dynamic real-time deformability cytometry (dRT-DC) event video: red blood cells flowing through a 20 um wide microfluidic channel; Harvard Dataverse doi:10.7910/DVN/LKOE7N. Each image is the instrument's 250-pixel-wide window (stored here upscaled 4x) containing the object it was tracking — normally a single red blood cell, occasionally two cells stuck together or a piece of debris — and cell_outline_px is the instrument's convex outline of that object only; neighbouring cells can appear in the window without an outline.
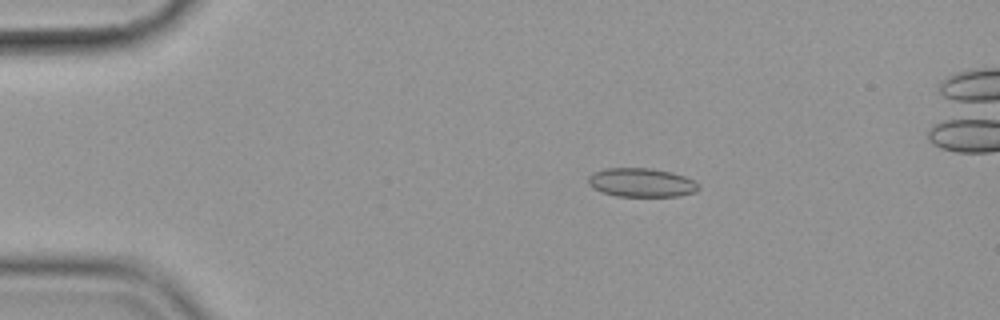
{"species": "common noctule bat (a hibernating species)", "species_latin": "Nyctalus noctula", "temperature_condition": "cold", "stored_images_in_passage": 56, "camera_frame_rate_fps": 3000, "um_per_image_px": 0.085, "animal": {"sex": "female", "body_mass_g": 19.9}, "frame": {"image": 1, "passage_image": 11, "time_ms": 3.333, "image_size_px": [1000, 320], "cell_outline_px": [[700, 188], [696, 192], [680, 196], [616, 196], [600, 192], [592, 188], [588, 184], [588, 176], [592, 172], [604, 168], [652, 168], [672, 172], [684, 176], [692, 180]], "centroid_in_image_um": [54.47, 15.51], "position_along_channel_um": 30.5, "area_um2": 18.73}}
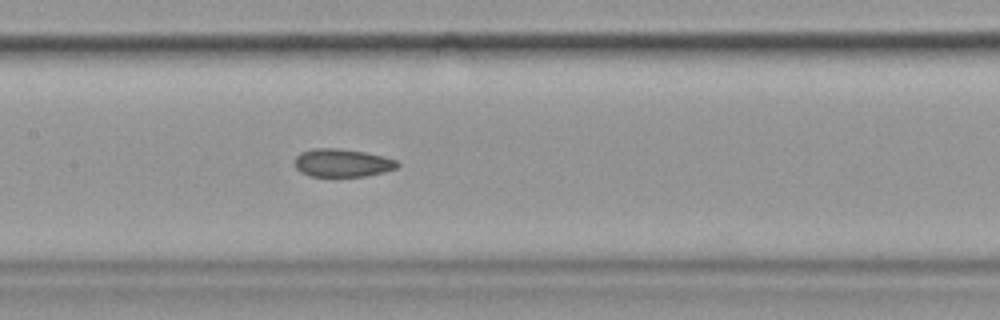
{"frame": {"image": 2, "passage_image": 28, "time_ms": 9.0, "image_size_px": [1000, 320], "cell_outline_px": [[400, 164], [396, 168], [384, 172], [364, 176], [312, 176], [300, 172], [296, 168], [296, 156], [300, 152], [312, 148], [340, 148], [364, 152], [384, 156], [396, 160]], "centroid_in_image_um": [29.09, 13.83], "position_along_channel_um": 178.3, "area_um2": 16.76}}
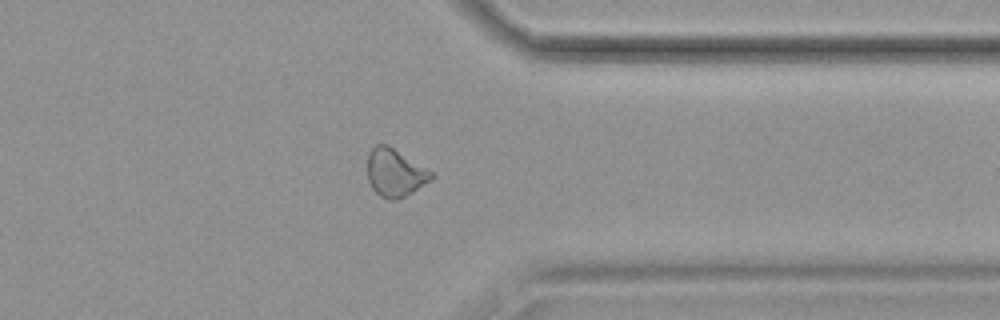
{"frame": {"image": 3, "passage_image": 45, "time_ms": 14.667, "image_size_px": [1000, 320], "cell_outline_px": [[436, 176], [432, 180], [412, 192], [396, 200], [392, 200], [380, 196], [372, 188], [368, 180], [368, 152], [376, 144], [388, 144], [432, 172]], "centroid_in_image_um": [33.57, 14.67], "position_along_channel_um": 377.8, "area_um2": 17.74}}